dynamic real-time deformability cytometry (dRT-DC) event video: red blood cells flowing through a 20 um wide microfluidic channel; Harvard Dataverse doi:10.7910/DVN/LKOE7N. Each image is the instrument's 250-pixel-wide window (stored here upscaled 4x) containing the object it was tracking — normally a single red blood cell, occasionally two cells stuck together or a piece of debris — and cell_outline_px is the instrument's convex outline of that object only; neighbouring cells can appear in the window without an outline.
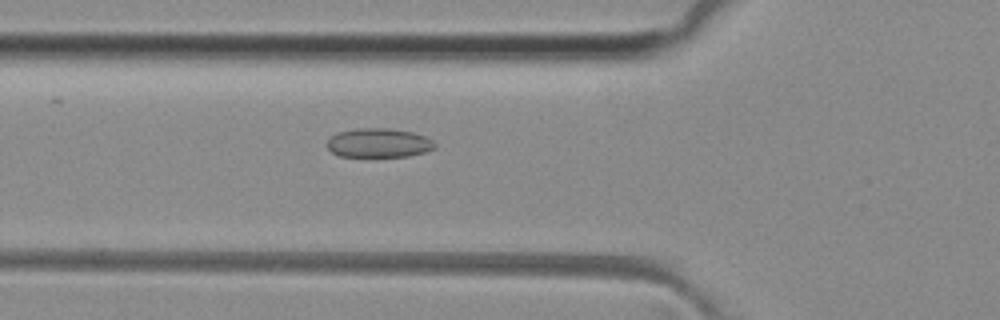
{"species": "common noctule bat (a hibernating species)", "species_latin": "Nyctalus noctula", "temperature_condition": "room temperature", "stored_images_in_passage": 31, "camera_frame_rate_fps": 3000, "um_per_image_px": 0.085, "animal": {"sex": "female", "body_mass_g": 29.2, "forearm_length_mm": 56.3}, "frame": {"image": 1, "passage_image": 8, "time_ms": 2.333, "image_size_px": [1000, 320], "cell_outline_px": [[436, 148], [424, 152], [408, 156], [340, 156], [332, 152], [324, 144], [328, 136], [336, 132], [356, 128], [392, 128], [412, 132], [424, 136], [432, 140], [436, 144]], "centroid_in_image_um": [32.13, 12.13], "position_along_channel_um": 93.7, "area_um2": 18.55}}
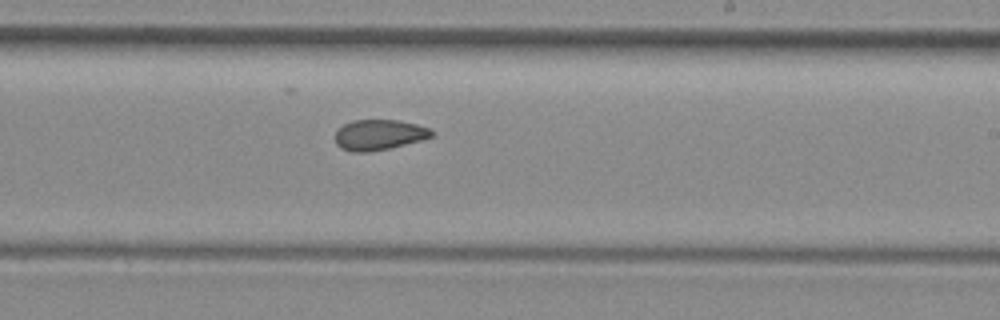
{"frame": {"image": 2, "passage_image": 20, "time_ms": 6.333, "image_size_px": [1000, 320], "cell_outline_px": [[436, 132], [432, 136], [420, 140], [388, 148], [368, 152], [352, 152], [340, 148], [336, 144], [336, 132], [344, 124], [352, 120], [396, 120], [416, 124], [428, 128]], "centroid_in_image_um": [32.2, 11.46], "position_along_channel_um": 256.8, "area_um2": 16.94}}
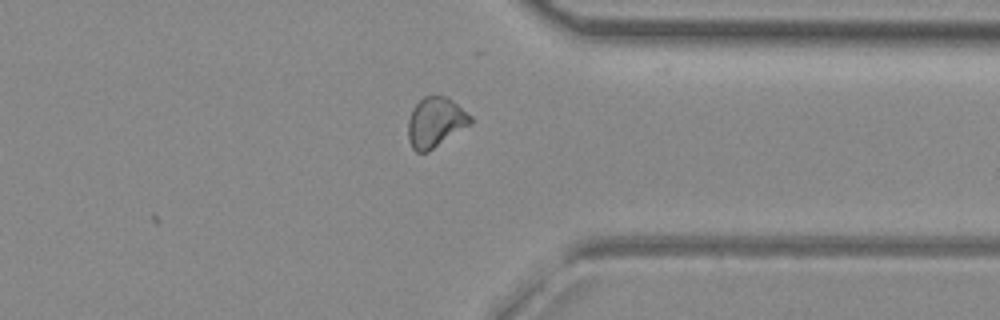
{"frame": {"image": 3, "passage_image": 29, "time_ms": 9.333, "image_size_px": [1000, 320], "cell_outline_px": [[472, 124], [428, 152], [416, 152], [412, 148], [408, 140], [408, 120], [412, 108], [424, 96], [448, 96], [472, 116]], "centroid_in_image_um": [37.02, 10.4], "position_along_channel_um": 374.4, "area_um2": 18.38}, "authors_computed_cell_mechanics": {"area_um2": 17.6868, "velocity_mm_per_s": 4.0708, "shape_relaxation_time_tau1_ms": null, "shape_relaxation_time_tau2_ms": 2.5386, "deformation_change_tau1": null, "deformation_change_tau2": 0.0794}}